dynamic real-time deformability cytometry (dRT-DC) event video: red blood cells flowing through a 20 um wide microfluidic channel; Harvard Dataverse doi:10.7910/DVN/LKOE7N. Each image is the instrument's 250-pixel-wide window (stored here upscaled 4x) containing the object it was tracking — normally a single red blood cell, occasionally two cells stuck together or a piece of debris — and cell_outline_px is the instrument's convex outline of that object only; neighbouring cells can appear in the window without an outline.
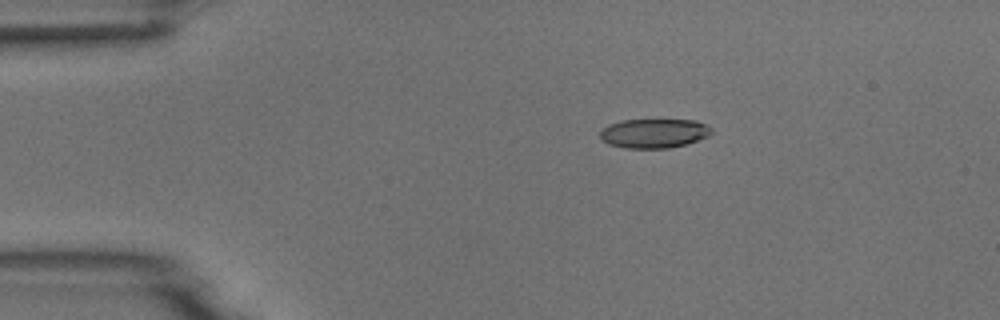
{"species": "common noctule bat (a hibernating species)", "species_latin": "Nyctalus noctula", "temperature_condition": "room temperature", "stored_images_in_passage": 7, "camera_frame_rate_fps": 3000, "um_per_image_px": 0.085, "animal": {"sex": "male", "body_mass_g": 18.8}, "frame": {"image": 1, "passage_image": 3, "time_ms": 0.667, "image_size_px": [1000, 320], "cell_outline_px": [[712, 132], [708, 136], [684, 144], [668, 148], [624, 148], [608, 144], [600, 140], [600, 132], [608, 124], [620, 120], [696, 120], [712, 128]], "centroid_in_image_um": [55.54, 11.33], "position_along_channel_um": 29.5, "area_um2": 18.96}}
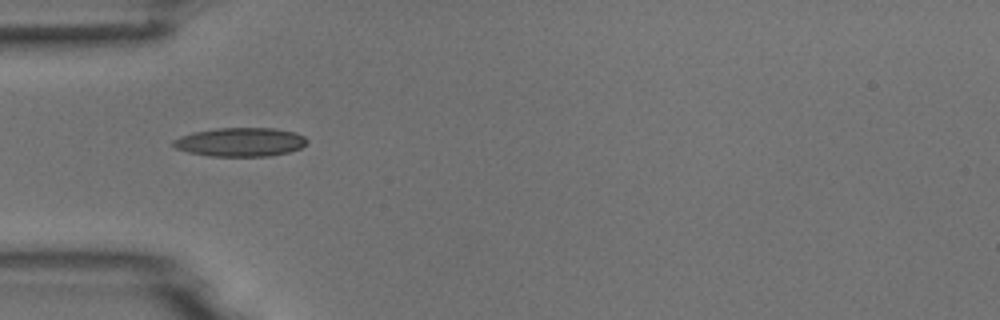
{"frame": {"image": 2, "passage_image": 5, "time_ms": 1.333, "image_size_px": [1000, 320], "cell_outline_px": [[308, 140], [300, 148], [288, 152], [268, 156], [208, 156], [188, 152], [176, 148], [172, 144], [172, 140], [180, 136], [192, 132], [216, 128], [272, 128], [296, 132], [304, 136]], "centroid_in_image_um": [20.4, 12.07], "position_along_channel_um": 64.6, "area_um2": 22.48}}